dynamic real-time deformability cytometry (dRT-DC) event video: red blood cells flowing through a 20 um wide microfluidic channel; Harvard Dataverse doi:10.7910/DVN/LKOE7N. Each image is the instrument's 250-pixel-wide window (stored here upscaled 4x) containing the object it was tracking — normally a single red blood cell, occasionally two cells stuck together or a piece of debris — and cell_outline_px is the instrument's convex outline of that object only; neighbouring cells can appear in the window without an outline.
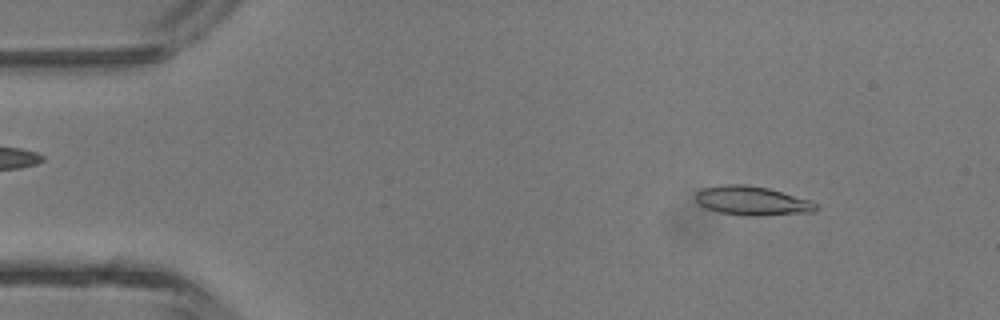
{"species": "common noctule bat (a hibernating species)", "species_latin": "Nyctalus noctula", "temperature_condition": "room temperature", "stored_images_in_passage": 4, "segment_of_instrument_passage": [1, 2], "camera_frame_rate_fps": 3000, "um_per_image_px": 0.085, "animal": {"sex": "male", "body_mass_g": 13.3}, "frame": {"image": 1, "passage_image": 1, "time_ms": 0.0, "image_size_px": [1000, 320], "cell_outline_px": [[816, 208], [812, 212], [760, 216], [744, 216], [720, 212], [708, 208], [700, 204], [696, 200], [696, 192], [700, 188], [720, 184], [744, 184], [768, 188], [812, 200], [816, 204]], "centroid_in_image_um": [63.92, 17.06], "position_along_channel_um": 21.1, "area_um2": 20.46}}
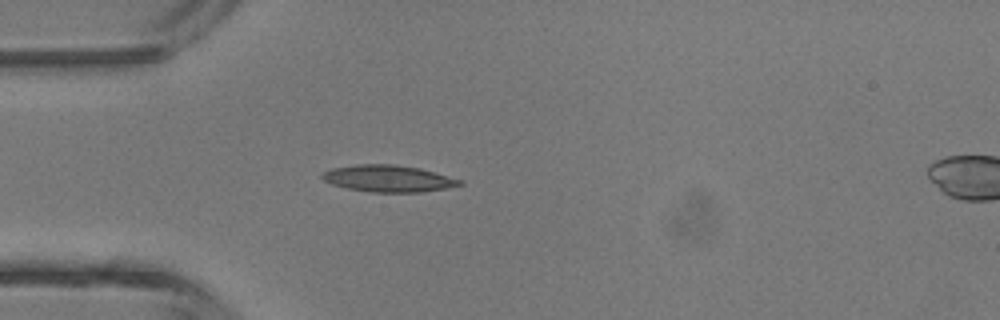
{"frame": {"image": 2, "passage_image": 3, "time_ms": 2.333, "image_size_px": [1000, 320], "cell_outline_px": [[464, 184], [444, 188], [420, 192], [372, 192], [348, 188], [332, 184], [324, 180], [320, 176], [324, 172], [332, 168], [356, 164], [396, 164], [420, 168], [464, 180]], "centroid_in_image_um": [33.02, 15.16], "position_along_channel_um": 52.0, "area_um2": 21.39}}